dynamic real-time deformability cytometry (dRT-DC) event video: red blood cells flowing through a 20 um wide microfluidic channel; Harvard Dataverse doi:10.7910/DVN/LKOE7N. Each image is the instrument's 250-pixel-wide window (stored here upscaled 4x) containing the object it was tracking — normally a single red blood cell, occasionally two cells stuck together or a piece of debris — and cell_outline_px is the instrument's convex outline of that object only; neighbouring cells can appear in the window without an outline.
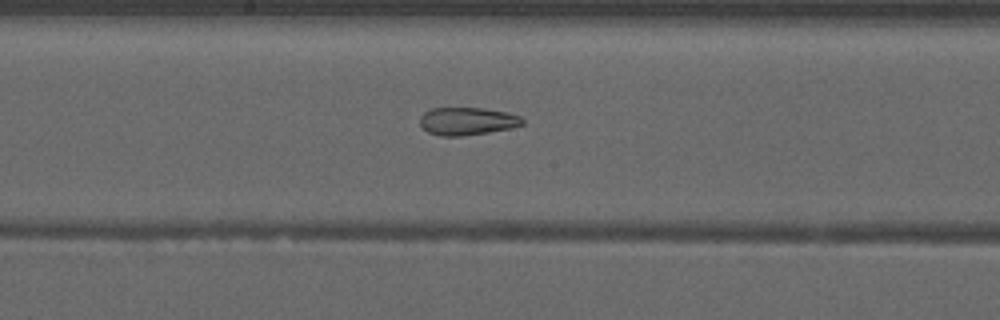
{"species": "common noctule bat (a hibernating species)", "species_latin": "Nyctalus noctula", "temperature_condition": "warm", "stored_images_in_passage": 52, "camera_frame_rate_fps": 3000, "um_per_image_px": 0.085, "animal": {"sex": "male", "forearm_length_mm": 52.5}, "frame": {"image": 1, "passage_image": 28, "time_ms": 9.0, "image_size_px": [1000, 320], "cell_outline_px": [[524, 124], [508, 128], [488, 132], [460, 136], [440, 136], [428, 132], [420, 124], [420, 116], [424, 112], [432, 108], [484, 108], [508, 112], [520, 116], [524, 120]], "centroid_in_image_um": [39.71, 10.29], "position_along_channel_um": 208.5, "area_um2": 16.53}}
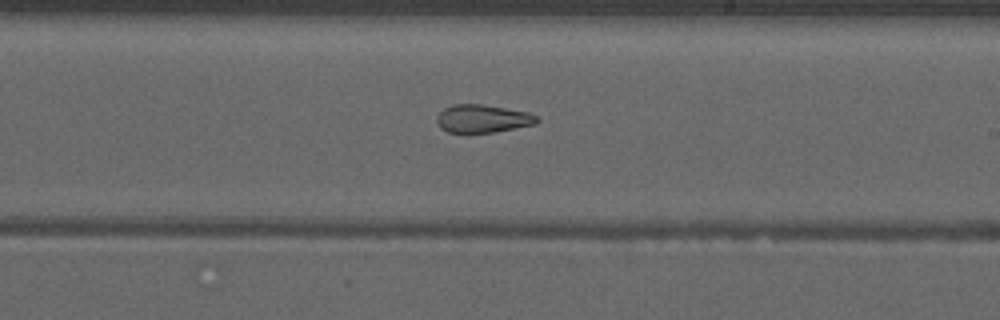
{"frame": {"image": 2, "passage_image": 31, "time_ms": 10.0, "image_size_px": [1000, 320], "cell_outline_px": [[540, 120], [536, 124], [492, 132], [448, 132], [440, 128], [436, 120], [436, 116], [444, 108], [452, 104], [484, 104], [528, 112], [536, 116]], "centroid_in_image_um": [41.01, 10.07], "position_along_channel_um": 248.0, "area_um2": 16.3}}
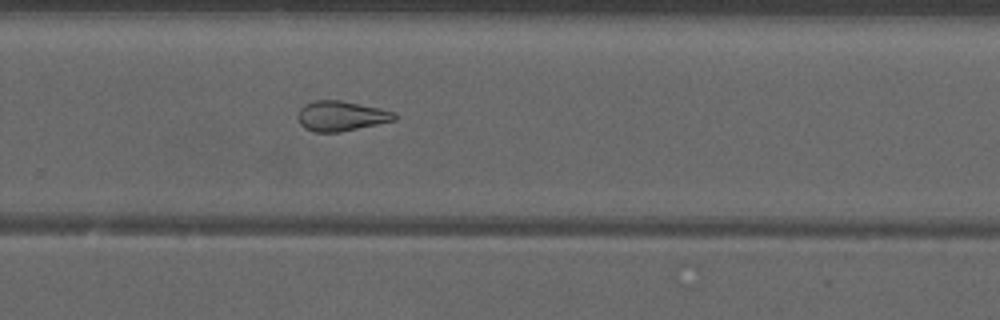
{"frame": {"image": 3, "passage_image": 35, "time_ms": 11.333, "image_size_px": [1000, 320], "cell_outline_px": [[396, 120], [340, 132], [316, 132], [304, 128], [300, 124], [296, 116], [300, 108], [304, 104], [312, 100], [340, 100], [380, 108], [396, 112]], "centroid_in_image_um": [28.97, 9.85], "position_along_channel_um": 300.8, "area_um2": 17.05}, "authors_computed_cell_mechanics": {"area_um2": 20.9814, "velocity_mm_per_s": 3.9752, "shape_relaxation_time_tau1_ms": null, "shape_relaxation_time_tau2_ms": 2.0871, "deformation_change_tau1": null, "deformation_change_tau2": 0.1041}}